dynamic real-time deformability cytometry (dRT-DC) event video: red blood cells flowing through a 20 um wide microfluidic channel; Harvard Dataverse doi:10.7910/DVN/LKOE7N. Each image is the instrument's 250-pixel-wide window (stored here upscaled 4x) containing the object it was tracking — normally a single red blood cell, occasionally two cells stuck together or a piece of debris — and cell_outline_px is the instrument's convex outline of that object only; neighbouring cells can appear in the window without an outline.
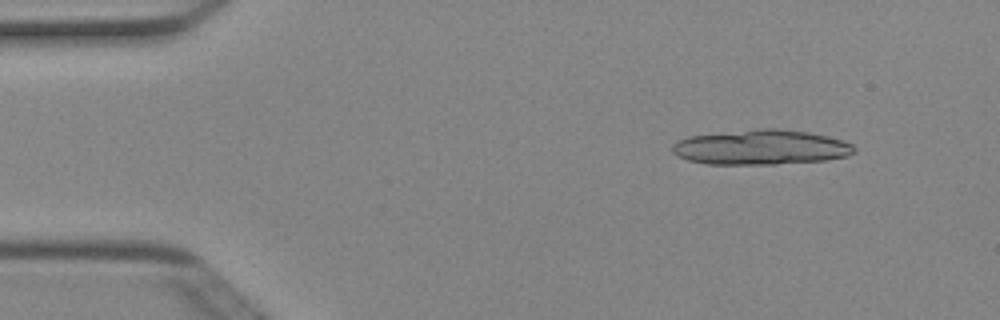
{"species": "Egyptian fruit bat (a non-hibernating species)", "species_latin": "Rousettus aegyptiacus", "temperature_condition": "cold", "stored_images_in_passage": 6, "camera_frame_rate_fps": 3000, "um_per_image_px": 0.085, "animal": {"sex": "female"}, "frame": {"image": 1, "passage_image": 2, "time_ms": 0.333, "image_size_px": [1000, 320], "cell_outline_px": [[856, 152], [848, 156], [824, 160], [776, 164], [708, 164], [688, 160], [676, 156], [672, 152], [672, 144], [688, 136], [756, 128], [776, 128], [808, 132], [828, 136], [844, 140], [852, 144], [856, 148]], "centroid_in_image_um": [64.69, 12.51], "position_along_channel_um": 20.3, "area_um2": 37.28}}
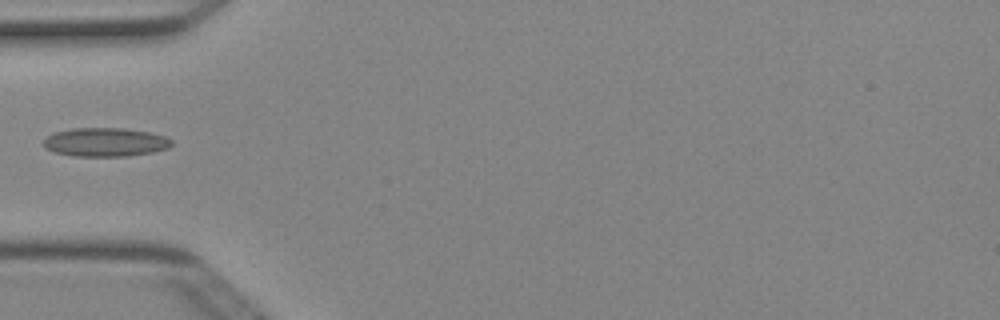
{"frame": {"image": 2, "passage_image": 5, "time_ms": 1.333, "image_size_px": [1000, 320], "cell_outline_px": [[172, 144], [168, 148], [152, 152], [128, 156], [72, 156], [56, 152], [44, 148], [44, 140], [48, 136], [56, 132], [72, 128], [124, 128], [148, 132], [164, 136], [172, 140]], "centroid_in_image_um": [8.95, 12.08], "position_along_channel_um": 76.0, "area_um2": 21.33}}
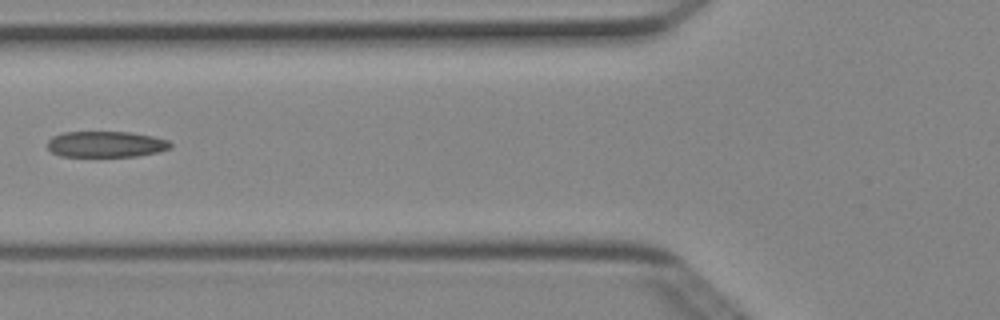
{"frame": {"image": 3, "passage_image": 6, "time_ms": 1.667, "image_size_px": [1000, 320], "cell_outline_px": [[172, 148], [156, 152], [136, 156], [60, 156], [52, 152], [48, 148], [48, 140], [52, 136], [64, 132], [128, 132], [152, 136], [168, 140], [172, 144]], "centroid_in_image_um": [9.0, 12.25], "position_along_channel_um": 116.8, "area_um2": 18.55}}